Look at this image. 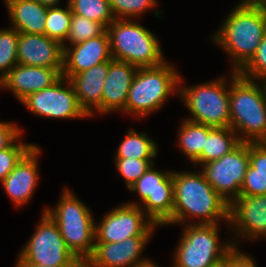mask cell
Wrapping results in <instances>:
<instances>
[{"mask_svg": "<svg viewBox=\"0 0 266 267\" xmlns=\"http://www.w3.org/2000/svg\"><path fill=\"white\" fill-rule=\"evenodd\" d=\"M106 30L107 28L103 24L72 13L70 31L62 47L64 49L66 46L97 37L102 35Z\"/></svg>", "mask_w": 266, "mask_h": 267, "instance_id": "cell-30", "label": "cell"}, {"mask_svg": "<svg viewBox=\"0 0 266 267\" xmlns=\"http://www.w3.org/2000/svg\"><path fill=\"white\" fill-rule=\"evenodd\" d=\"M21 104L33 113L48 119H87L70 81L61 76L54 84L26 97Z\"/></svg>", "mask_w": 266, "mask_h": 267, "instance_id": "cell-11", "label": "cell"}, {"mask_svg": "<svg viewBox=\"0 0 266 267\" xmlns=\"http://www.w3.org/2000/svg\"><path fill=\"white\" fill-rule=\"evenodd\" d=\"M257 6L266 12V0H252Z\"/></svg>", "mask_w": 266, "mask_h": 267, "instance_id": "cell-41", "label": "cell"}, {"mask_svg": "<svg viewBox=\"0 0 266 267\" xmlns=\"http://www.w3.org/2000/svg\"><path fill=\"white\" fill-rule=\"evenodd\" d=\"M266 195V174L256 172L250 164L244 176L240 196Z\"/></svg>", "mask_w": 266, "mask_h": 267, "instance_id": "cell-34", "label": "cell"}, {"mask_svg": "<svg viewBox=\"0 0 266 267\" xmlns=\"http://www.w3.org/2000/svg\"><path fill=\"white\" fill-rule=\"evenodd\" d=\"M22 133V128L16 122L0 120V151L9 148Z\"/></svg>", "mask_w": 266, "mask_h": 267, "instance_id": "cell-35", "label": "cell"}, {"mask_svg": "<svg viewBox=\"0 0 266 267\" xmlns=\"http://www.w3.org/2000/svg\"><path fill=\"white\" fill-rule=\"evenodd\" d=\"M143 267H159V266H157V264L154 261H152L148 265H145Z\"/></svg>", "mask_w": 266, "mask_h": 267, "instance_id": "cell-42", "label": "cell"}, {"mask_svg": "<svg viewBox=\"0 0 266 267\" xmlns=\"http://www.w3.org/2000/svg\"><path fill=\"white\" fill-rule=\"evenodd\" d=\"M265 33L266 12L252 0H241L232 7L210 41L228 54L231 71L239 72L254 56Z\"/></svg>", "mask_w": 266, "mask_h": 267, "instance_id": "cell-2", "label": "cell"}, {"mask_svg": "<svg viewBox=\"0 0 266 267\" xmlns=\"http://www.w3.org/2000/svg\"><path fill=\"white\" fill-rule=\"evenodd\" d=\"M112 59L110 39L106 30L102 35L64 48L62 76L69 79Z\"/></svg>", "mask_w": 266, "mask_h": 267, "instance_id": "cell-18", "label": "cell"}, {"mask_svg": "<svg viewBox=\"0 0 266 267\" xmlns=\"http://www.w3.org/2000/svg\"><path fill=\"white\" fill-rule=\"evenodd\" d=\"M61 76L55 68L17 64L0 81V90L11 91L21 103L30 94L54 84Z\"/></svg>", "mask_w": 266, "mask_h": 267, "instance_id": "cell-19", "label": "cell"}, {"mask_svg": "<svg viewBox=\"0 0 266 267\" xmlns=\"http://www.w3.org/2000/svg\"><path fill=\"white\" fill-rule=\"evenodd\" d=\"M152 237H131L122 242H95L91 257L85 267H143L152 262L143 257Z\"/></svg>", "mask_w": 266, "mask_h": 267, "instance_id": "cell-15", "label": "cell"}, {"mask_svg": "<svg viewBox=\"0 0 266 267\" xmlns=\"http://www.w3.org/2000/svg\"><path fill=\"white\" fill-rule=\"evenodd\" d=\"M4 4L7 5L9 2L13 1V0H4Z\"/></svg>", "mask_w": 266, "mask_h": 267, "instance_id": "cell-43", "label": "cell"}, {"mask_svg": "<svg viewBox=\"0 0 266 267\" xmlns=\"http://www.w3.org/2000/svg\"><path fill=\"white\" fill-rule=\"evenodd\" d=\"M41 151L36 144L1 182L2 188L16 208L28 204L38 188V158Z\"/></svg>", "mask_w": 266, "mask_h": 267, "instance_id": "cell-16", "label": "cell"}, {"mask_svg": "<svg viewBox=\"0 0 266 267\" xmlns=\"http://www.w3.org/2000/svg\"><path fill=\"white\" fill-rule=\"evenodd\" d=\"M73 14L99 22L106 28L115 20L109 0H67Z\"/></svg>", "mask_w": 266, "mask_h": 267, "instance_id": "cell-26", "label": "cell"}, {"mask_svg": "<svg viewBox=\"0 0 266 267\" xmlns=\"http://www.w3.org/2000/svg\"><path fill=\"white\" fill-rule=\"evenodd\" d=\"M14 267H52V266H41L26 260H23L19 255L17 257L16 263Z\"/></svg>", "mask_w": 266, "mask_h": 267, "instance_id": "cell-38", "label": "cell"}, {"mask_svg": "<svg viewBox=\"0 0 266 267\" xmlns=\"http://www.w3.org/2000/svg\"><path fill=\"white\" fill-rule=\"evenodd\" d=\"M21 135L9 148L0 151V183L20 160L35 146L22 140Z\"/></svg>", "mask_w": 266, "mask_h": 267, "instance_id": "cell-32", "label": "cell"}, {"mask_svg": "<svg viewBox=\"0 0 266 267\" xmlns=\"http://www.w3.org/2000/svg\"><path fill=\"white\" fill-rule=\"evenodd\" d=\"M19 256L28 262L52 267H81L83 264L68 250L57 224L42 211L30 239Z\"/></svg>", "mask_w": 266, "mask_h": 267, "instance_id": "cell-10", "label": "cell"}, {"mask_svg": "<svg viewBox=\"0 0 266 267\" xmlns=\"http://www.w3.org/2000/svg\"><path fill=\"white\" fill-rule=\"evenodd\" d=\"M108 70L109 61L102 62L68 79L80 106L90 117L102 115V92Z\"/></svg>", "mask_w": 266, "mask_h": 267, "instance_id": "cell-21", "label": "cell"}, {"mask_svg": "<svg viewBox=\"0 0 266 267\" xmlns=\"http://www.w3.org/2000/svg\"><path fill=\"white\" fill-rule=\"evenodd\" d=\"M227 267H258V265L251 255L234 247L227 254Z\"/></svg>", "mask_w": 266, "mask_h": 267, "instance_id": "cell-37", "label": "cell"}, {"mask_svg": "<svg viewBox=\"0 0 266 267\" xmlns=\"http://www.w3.org/2000/svg\"><path fill=\"white\" fill-rule=\"evenodd\" d=\"M107 32L114 60L137 68L155 67L167 61L158 37L138 20L115 19Z\"/></svg>", "mask_w": 266, "mask_h": 267, "instance_id": "cell-6", "label": "cell"}, {"mask_svg": "<svg viewBox=\"0 0 266 267\" xmlns=\"http://www.w3.org/2000/svg\"><path fill=\"white\" fill-rule=\"evenodd\" d=\"M155 163L128 189L136 192L139 202L127 204L139 206L159 227L173 225L174 182L172 170H158Z\"/></svg>", "mask_w": 266, "mask_h": 267, "instance_id": "cell-9", "label": "cell"}, {"mask_svg": "<svg viewBox=\"0 0 266 267\" xmlns=\"http://www.w3.org/2000/svg\"><path fill=\"white\" fill-rule=\"evenodd\" d=\"M240 143L236 132L231 127L212 128L208 132L201 155L192 165L201 167L207 162L218 160Z\"/></svg>", "mask_w": 266, "mask_h": 267, "instance_id": "cell-23", "label": "cell"}, {"mask_svg": "<svg viewBox=\"0 0 266 267\" xmlns=\"http://www.w3.org/2000/svg\"><path fill=\"white\" fill-rule=\"evenodd\" d=\"M39 3H41L42 5L46 6V7H56V6H60V1L61 0H36Z\"/></svg>", "mask_w": 266, "mask_h": 267, "instance_id": "cell-39", "label": "cell"}, {"mask_svg": "<svg viewBox=\"0 0 266 267\" xmlns=\"http://www.w3.org/2000/svg\"><path fill=\"white\" fill-rule=\"evenodd\" d=\"M19 32L12 27L0 29V81L18 64Z\"/></svg>", "mask_w": 266, "mask_h": 267, "instance_id": "cell-29", "label": "cell"}, {"mask_svg": "<svg viewBox=\"0 0 266 267\" xmlns=\"http://www.w3.org/2000/svg\"><path fill=\"white\" fill-rule=\"evenodd\" d=\"M110 7L115 19H133L139 20L147 11L154 12L156 17L164 14L161 10H155L158 6V0H109ZM146 12V13H145Z\"/></svg>", "mask_w": 266, "mask_h": 267, "instance_id": "cell-28", "label": "cell"}, {"mask_svg": "<svg viewBox=\"0 0 266 267\" xmlns=\"http://www.w3.org/2000/svg\"><path fill=\"white\" fill-rule=\"evenodd\" d=\"M53 208H43L57 224L68 250L84 265L95 248V216L93 211L64 187Z\"/></svg>", "mask_w": 266, "mask_h": 267, "instance_id": "cell-5", "label": "cell"}, {"mask_svg": "<svg viewBox=\"0 0 266 267\" xmlns=\"http://www.w3.org/2000/svg\"><path fill=\"white\" fill-rule=\"evenodd\" d=\"M155 162L154 159L114 158L116 170L129 189Z\"/></svg>", "mask_w": 266, "mask_h": 267, "instance_id": "cell-31", "label": "cell"}, {"mask_svg": "<svg viewBox=\"0 0 266 267\" xmlns=\"http://www.w3.org/2000/svg\"><path fill=\"white\" fill-rule=\"evenodd\" d=\"M208 267H227V255Z\"/></svg>", "mask_w": 266, "mask_h": 267, "instance_id": "cell-40", "label": "cell"}, {"mask_svg": "<svg viewBox=\"0 0 266 267\" xmlns=\"http://www.w3.org/2000/svg\"><path fill=\"white\" fill-rule=\"evenodd\" d=\"M173 182V225L223 221L229 230V203L214 190L201 170L173 171ZM193 218L198 219L197 222Z\"/></svg>", "mask_w": 266, "mask_h": 267, "instance_id": "cell-1", "label": "cell"}, {"mask_svg": "<svg viewBox=\"0 0 266 267\" xmlns=\"http://www.w3.org/2000/svg\"><path fill=\"white\" fill-rule=\"evenodd\" d=\"M238 74L249 80L266 82V33L254 56Z\"/></svg>", "mask_w": 266, "mask_h": 267, "instance_id": "cell-33", "label": "cell"}, {"mask_svg": "<svg viewBox=\"0 0 266 267\" xmlns=\"http://www.w3.org/2000/svg\"><path fill=\"white\" fill-rule=\"evenodd\" d=\"M64 49L57 40L45 34L19 33L17 57L18 64L55 68L63 72Z\"/></svg>", "mask_w": 266, "mask_h": 267, "instance_id": "cell-17", "label": "cell"}, {"mask_svg": "<svg viewBox=\"0 0 266 267\" xmlns=\"http://www.w3.org/2000/svg\"><path fill=\"white\" fill-rule=\"evenodd\" d=\"M249 165V143L240 142L222 158L207 162L200 169L214 190L230 204L240 196Z\"/></svg>", "mask_w": 266, "mask_h": 267, "instance_id": "cell-13", "label": "cell"}, {"mask_svg": "<svg viewBox=\"0 0 266 267\" xmlns=\"http://www.w3.org/2000/svg\"><path fill=\"white\" fill-rule=\"evenodd\" d=\"M72 19V10L69 3L62 6L48 7L45 20V35L63 44L69 34Z\"/></svg>", "mask_w": 266, "mask_h": 267, "instance_id": "cell-27", "label": "cell"}, {"mask_svg": "<svg viewBox=\"0 0 266 267\" xmlns=\"http://www.w3.org/2000/svg\"><path fill=\"white\" fill-rule=\"evenodd\" d=\"M229 232L234 233L231 240L237 248L242 239L255 242L266 238V195L239 196L233 200L229 204Z\"/></svg>", "mask_w": 266, "mask_h": 267, "instance_id": "cell-14", "label": "cell"}, {"mask_svg": "<svg viewBox=\"0 0 266 267\" xmlns=\"http://www.w3.org/2000/svg\"><path fill=\"white\" fill-rule=\"evenodd\" d=\"M181 226L182 233L173 253L172 267H208L234 248L231 239L221 241L220 223Z\"/></svg>", "mask_w": 266, "mask_h": 267, "instance_id": "cell-8", "label": "cell"}, {"mask_svg": "<svg viewBox=\"0 0 266 267\" xmlns=\"http://www.w3.org/2000/svg\"><path fill=\"white\" fill-rule=\"evenodd\" d=\"M137 67L122 61L110 60L109 70L102 92V115L123 112L126 108L128 91Z\"/></svg>", "mask_w": 266, "mask_h": 267, "instance_id": "cell-20", "label": "cell"}, {"mask_svg": "<svg viewBox=\"0 0 266 267\" xmlns=\"http://www.w3.org/2000/svg\"><path fill=\"white\" fill-rule=\"evenodd\" d=\"M114 158L154 159L158 154V144L146 131L136 132L133 128L126 132Z\"/></svg>", "mask_w": 266, "mask_h": 267, "instance_id": "cell-25", "label": "cell"}, {"mask_svg": "<svg viewBox=\"0 0 266 267\" xmlns=\"http://www.w3.org/2000/svg\"><path fill=\"white\" fill-rule=\"evenodd\" d=\"M184 81L181 75L178 97L191 115L185 119L212 128L230 127L229 79L226 75L193 86L185 85Z\"/></svg>", "mask_w": 266, "mask_h": 267, "instance_id": "cell-7", "label": "cell"}, {"mask_svg": "<svg viewBox=\"0 0 266 267\" xmlns=\"http://www.w3.org/2000/svg\"><path fill=\"white\" fill-rule=\"evenodd\" d=\"M229 77L230 127L240 142L266 139V82L253 81L232 71Z\"/></svg>", "mask_w": 266, "mask_h": 267, "instance_id": "cell-3", "label": "cell"}, {"mask_svg": "<svg viewBox=\"0 0 266 267\" xmlns=\"http://www.w3.org/2000/svg\"><path fill=\"white\" fill-rule=\"evenodd\" d=\"M180 76L177 66L169 61L155 67L138 68L122 113L140 121L162 110L171 95L179 96Z\"/></svg>", "mask_w": 266, "mask_h": 267, "instance_id": "cell-4", "label": "cell"}, {"mask_svg": "<svg viewBox=\"0 0 266 267\" xmlns=\"http://www.w3.org/2000/svg\"><path fill=\"white\" fill-rule=\"evenodd\" d=\"M250 164L256 169V172L266 174V144L249 143Z\"/></svg>", "mask_w": 266, "mask_h": 267, "instance_id": "cell-36", "label": "cell"}, {"mask_svg": "<svg viewBox=\"0 0 266 267\" xmlns=\"http://www.w3.org/2000/svg\"><path fill=\"white\" fill-rule=\"evenodd\" d=\"M176 144L180 152L193 163L204 149L208 132L212 127L182 119L178 126Z\"/></svg>", "mask_w": 266, "mask_h": 267, "instance_id": "cell-24", "label": "cell"}, {"mask_svg": "<svg viewBox=\"0 0 266 267\" xmlns=\"http://www.w3.org/2000/svg\"><path fill=\"white\" fill-rule=\"evenodd\" d=\"M98 222H95V242L117 243L131 237H153L159 227L139 206L127 203L112 208Z\"/></svg>", "mask_w": 266, "mask_h": 267, "instance_id": "cell-12", "label": "cell"}, {"mask_svg": "<svg viewBox=\"0 0 266 267\" xmlns=\"http://www.w3.org/2000/svg\"><path fill=\"white\" fill-rule=\"evenodd\" d=\"M5 7L11 27L19 33L45 34L48 7L36 0H13Z\"/></svg>", "mask_w": 266, "mask_h": 267, "instance_id": "cell-22", "label": "cell"}]
</instances>
